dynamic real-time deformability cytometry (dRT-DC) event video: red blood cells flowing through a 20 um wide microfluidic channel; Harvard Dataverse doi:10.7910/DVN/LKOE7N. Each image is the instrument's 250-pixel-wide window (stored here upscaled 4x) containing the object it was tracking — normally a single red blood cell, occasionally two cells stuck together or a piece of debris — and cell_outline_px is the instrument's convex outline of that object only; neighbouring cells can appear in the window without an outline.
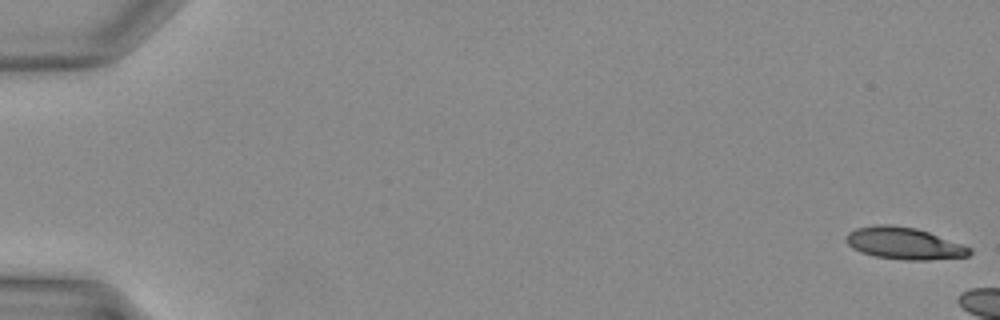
{"species": "Egyptian fruit bat (a non-hibernating species)", "species_latin": "Rousettus aegyptiacus", "temperature_condition": "warm", "stored_images_in_passage": 5, "camera_frame_rate_fps": 3000, "um_per_image_px": 0.085, "animal": {"sex": "female"}, "frame": {"image": 1, "passage_image": 1, "time_ms": 0.0, "image_size_px": [1000, 320], "cell_outline_px": [[972, 252], [968, 256], [928, 260], [904, 260], [876, 256], [860, 252], [852, 248], [844, 240], [848, 232], [856, 228], [876, 224], [892, 224], [916, 228], [928, 232], [972, 248]], "centroid_in_image_um": [76.81, 20.68], "position_along_channel_um": 8.2, "area_um2": 23.0}}